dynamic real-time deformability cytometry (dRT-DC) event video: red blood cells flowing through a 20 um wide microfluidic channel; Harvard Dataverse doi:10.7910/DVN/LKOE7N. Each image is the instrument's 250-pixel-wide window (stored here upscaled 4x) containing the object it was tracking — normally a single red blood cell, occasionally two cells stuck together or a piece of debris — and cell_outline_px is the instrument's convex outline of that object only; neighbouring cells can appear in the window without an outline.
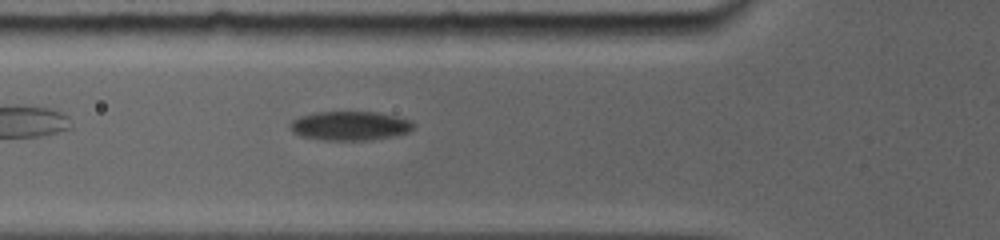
{"species": "common noctule bat (a hibernating species)", "species_latin": "Nyctalus noctula", "temperature_condition": "room temperature", "stored_images_in_passage": 5, "camera_frame_rate_fps": 5000, "um_per_image_px": 0.085, "animal": {"sex": "female", "body_mass_g": 19.0, "forearm_length_mm": 56.7}, "frame": {"image": 1, "passage_image": 4, "time_ms": 2.8, "image_size_px": [1000, 240], "cell_outline_px": [[416, 124], [408, 132], [392, 136], [372, 140], [324, 140], [300, 136], [292, 132], [288, 128], [288, 124], [292, 120], [300, 116], [312, 112], [376, 112], [396, 116], [412, 120]], "centroid_in_image_um": [29.71, 10.69], "position_along_channel_um": 96.1, "area_um2": 21.15}}